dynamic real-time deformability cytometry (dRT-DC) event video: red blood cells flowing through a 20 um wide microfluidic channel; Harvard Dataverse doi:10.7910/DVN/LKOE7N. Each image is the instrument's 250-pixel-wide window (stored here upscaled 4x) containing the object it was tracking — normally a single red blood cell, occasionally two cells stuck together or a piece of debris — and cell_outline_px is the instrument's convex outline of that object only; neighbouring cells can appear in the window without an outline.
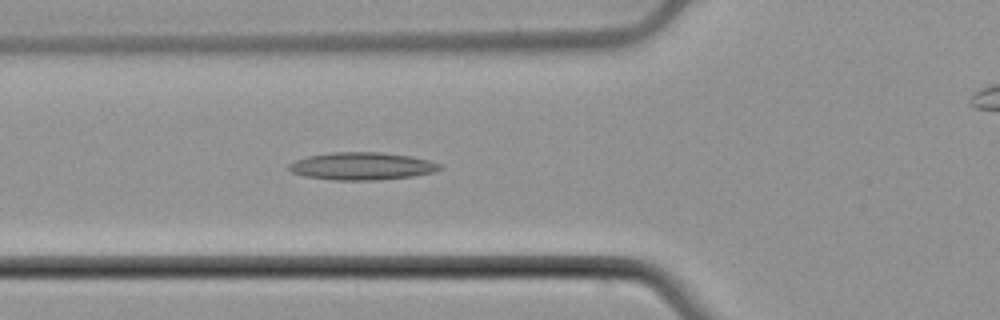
{"species": "common noctule bat (a hibernating species)", "species_latin": "Nyctalus noctula", "temperature_condition": "cold", "stored_images_in_passage": 41, "camera_frame_rate_fps": 3000, "um_per_image_px": 0.085, "animal": {"sex": "male", "body_mass_g": 21.5, "forearm_length_mm": 52.0}, "frame": {"image": 1, "passage_image": 8, "time_ms": 2.333, "image_size_px": [1000, 320], "cell_outline_px": [[444, 168], [436, 172], [412, 176], [380, 180], [332, 180], [304, 176], [292, 172], [288, 168], [288, 164], [296, 160], [308, 156], [332, 152], [380, 152], [412, 156], [428, 160], [440, 164]], "centroid_in_image_um": [30.79, 14.12], "position_along_channel_um": 95.0, "area_um2": 24.39}}
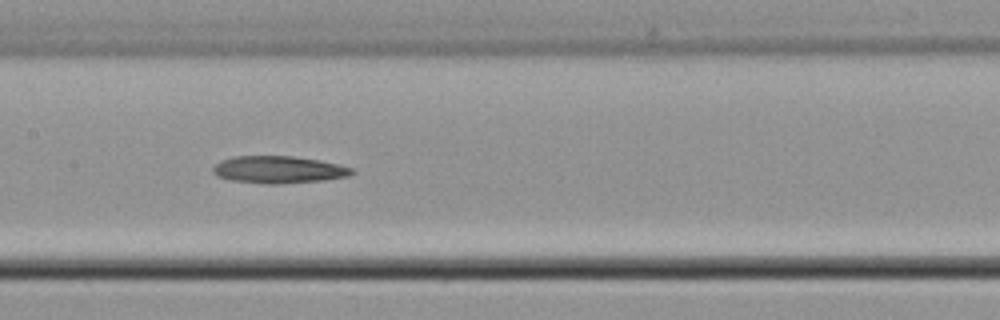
{"frame": {"image": 2, "passage_image": 15, "time_ms": 4.667, "image_size_px": [1000, 320], "cell_outline_px": [[356, 172], [348, 176], [324, 180], [280, 184], [264, 184], [228, 180], [216, 176], [212, 172], [212, 168], [220, 160], [232, 156], [292, 156], [320, 160], [352, 168]], "centroid_in_image_um": [23.63, 14.42], "position_along_channel_um": 183.8, "area_um2": 22.25}}
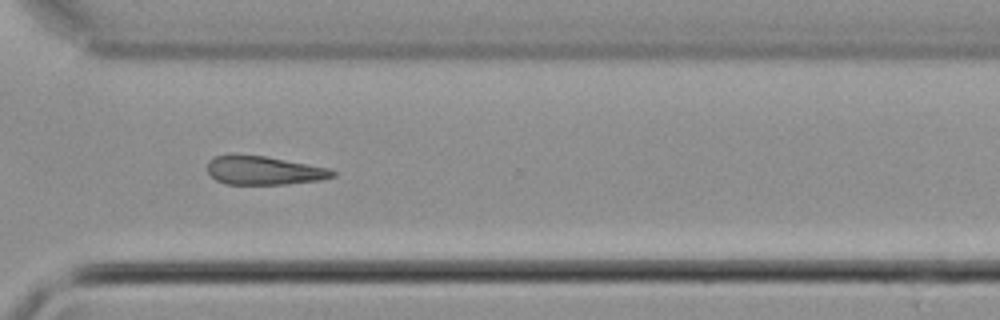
{"frame": {"image": 3, "passage_image": 28, "time_ms": 9.0, "image_size_px": [1000, 320], "cell_outline_px": [[336, 176], [320, 180], [288, 184], [228, 184], [216, 180], [208, 172], [208, 160], [216, 156], [264, 156], [328, 168], [336, 172]], "centroid_in_image_um": [22.46, 14.51], "position_along_channel_um": 348.1, "area_um2": 20.4}}